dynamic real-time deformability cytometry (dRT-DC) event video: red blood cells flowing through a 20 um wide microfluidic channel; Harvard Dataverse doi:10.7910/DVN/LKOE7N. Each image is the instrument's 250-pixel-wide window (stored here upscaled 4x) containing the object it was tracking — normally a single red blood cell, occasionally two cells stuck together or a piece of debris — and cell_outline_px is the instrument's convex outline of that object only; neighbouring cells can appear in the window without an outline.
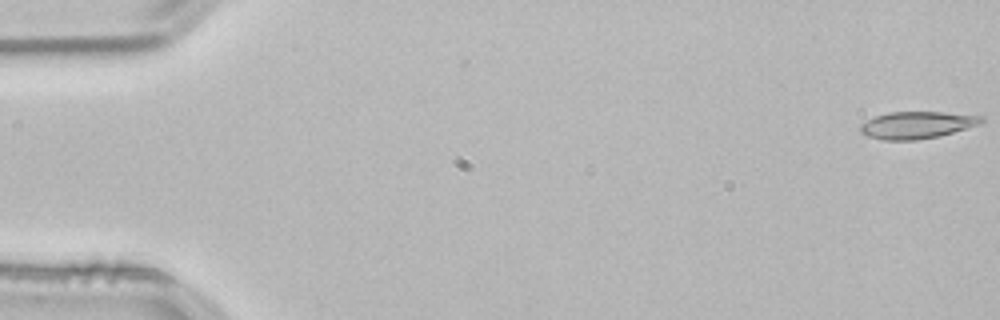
{"species": "common noctule bat (a hibernating species)", "species_latin": "Nyctalus noctula", "temperature_condition": "room temperature", "stored_images_in_passage": 53, "camera_frame_rate_fps": 3000, "um_per_image_px": 0.085, "animal": {"sex": "male", "body_mass_g": 21.5, "forearm_length_mm": 52.0}, "frame": {"image": 1, "passage_image": 1, "time_ms": 0.0, "image_size_px": [1000, 320], "cell_outline_px": [[984, 124], [940, 136], [916, 140], [884, 140], [868, 136], [860, 132], [860, 124], [876, 116], [888, 112], [944, 112], [984, 116]], "centroid_in_image_um": [78.01, 10.62], "position_along_channel_um": 7.0, "area_um2": 19.31}}
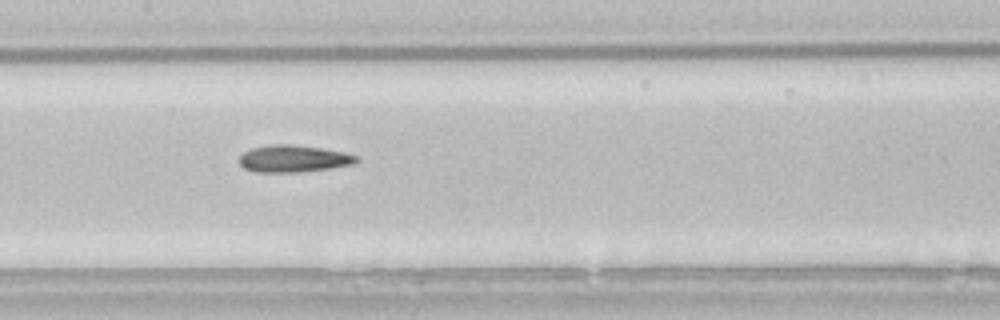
{"frame": {"image": 2, "passage_image": 26, "time_ms": 8.333, "image_size_px": [1000, 320], "cell_outline_px": [[360, 160], [352, 164], [328, 168], [300, 172], [252, 172], [244, 168], [240, 164], [240, 156], [244, 152], [252, 148], [268, 144], [292, 144], [324, 148], [344, 152], [360, 156]], "centroid_in_image_um": [24.96, 13.48], "position_along_channel_um": 182.4, "area_um2": 18.61}}
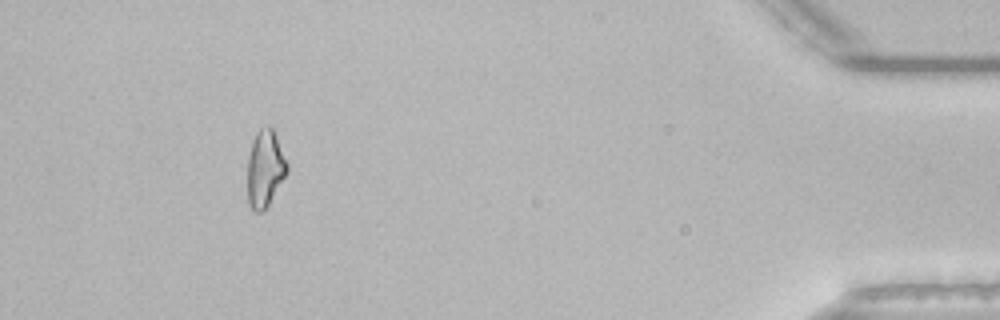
{"frame": {"image": 3, "passage_image": 49, "time_ms": 16.0, "image_size_px": [1000, 320], "cell_outline_px": [[288, 172], [268, 204], [260, 212], [252, 212], [248, 204], [248, 156], [252, 140], [256, 132], [260, 128], [268, 124], [272, 128], [276, 136], [288, 164]], "centroid_in_image_um": [22.52, 14.31], "position_along_channel_um": 412.7, "area_um2": 17.74}, "authors_computed_cell_mechanics": {"area_um2": 18.5538, "velocity_mm_per_s": 3.8476, "shape_relaxation_time_tau1_ms": null, "shape_relaxation_time_tau2_ms": 10.2916, "deformation_change_tau1": null, "deformation_change_tau2": 0.2149}}